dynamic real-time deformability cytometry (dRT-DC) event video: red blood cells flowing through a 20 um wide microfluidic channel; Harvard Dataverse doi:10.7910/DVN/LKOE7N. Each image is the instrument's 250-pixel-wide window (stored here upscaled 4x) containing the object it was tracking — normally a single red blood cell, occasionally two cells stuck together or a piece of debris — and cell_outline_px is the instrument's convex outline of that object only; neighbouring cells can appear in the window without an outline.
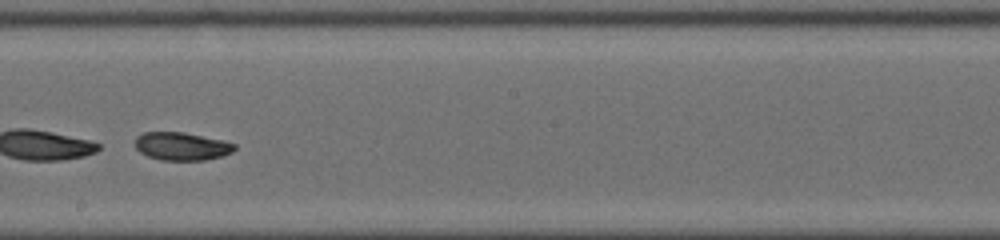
{"species": "common noctule bat (a hibernating species)", "species_latin": "Nyctalus noctula", "temperature_condition": "cold", "stored_images_in_passage": 44, "segment_of_instrument_passage": [2, 2], "camera_frame_rate_fps": 3000, "um_per_image_px": 0.085, "animal": {"sex": "male", "body_mass_g": 19.0, "forearm_length_mm": 50.8}, "frame": {"image": 1, "passage_image": 22, "time_ms": 7.0, "image_size_px": [1000, 240], "cell_outline_px": [[236, 148], [232, 152], [220, 156], [204, 160], [160, 160], [148, 156], [140, 152], [136, 148], [136, 136], [144, 132], [184, 132], [220, 140], [236, 144]], "centroid_in_image_um": [15.42, 12.43], "position_along_channel_um": 232.8, "area_um2": 16.07}}